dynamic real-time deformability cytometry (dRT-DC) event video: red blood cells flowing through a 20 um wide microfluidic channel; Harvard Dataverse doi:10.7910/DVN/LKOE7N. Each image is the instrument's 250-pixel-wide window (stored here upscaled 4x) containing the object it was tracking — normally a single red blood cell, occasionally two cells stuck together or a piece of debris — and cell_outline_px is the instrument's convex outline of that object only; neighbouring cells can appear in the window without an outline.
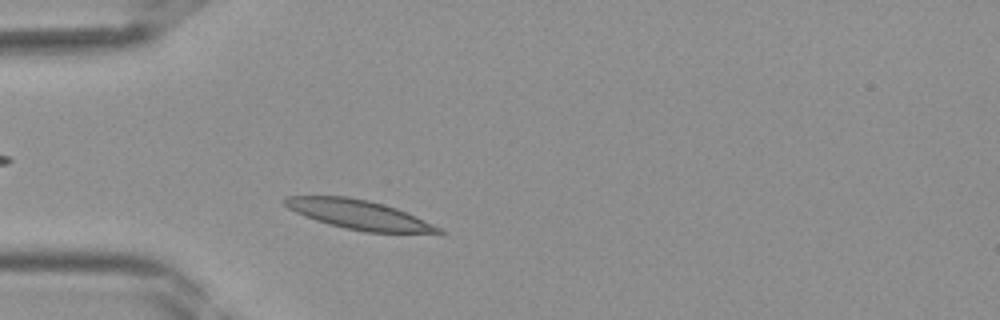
{"species": "Egyptian fruit bat (a non-hibernating species)", "species_latin": "Rousettus aegyptiacus", "temperature_condition": "room temperature", "stored_images_in_passage": 32, "camera_frame_rate_fps": 3000, "um_per_image_px": 0.085, "frame": {"image": 1, "passage_image": 3, "time_ms": 0.667, "image_size_px": [1000, 320], "cell_outline_px": [[448, 232], [364, 232], [344, 228], [328, 224], [316, 220], [296, 212], [288, 208], [280, 200], [284, 196], [348, 196], [368, 200], [396, 208], [432, 224]], "centroid_in_image_um": [30.4, 18.22], "position_along_channel_um": 54.6, "area_um2": 25.78}}
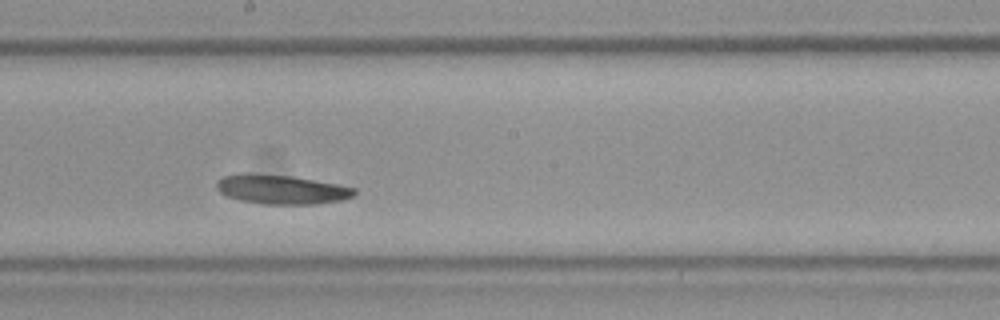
{"frame": {"image": 2, "passage_image": 14, "time_ms": 4.333, "image_size_px": [1000, 320], "cell_outline_px": [[356, 196], [340, 200], [316, 204], [264, 204], [240, 200], [228, 196], [220, 192], [216, 188], [216, 184], [224, 176], [240, 172], [248, 172], [292, 176], [336, 184], [356, 188]], "centroid_in_image_um": [23.92, 16.09], "position_along_channel_um": 224.3, "area_um2": 23.58}}
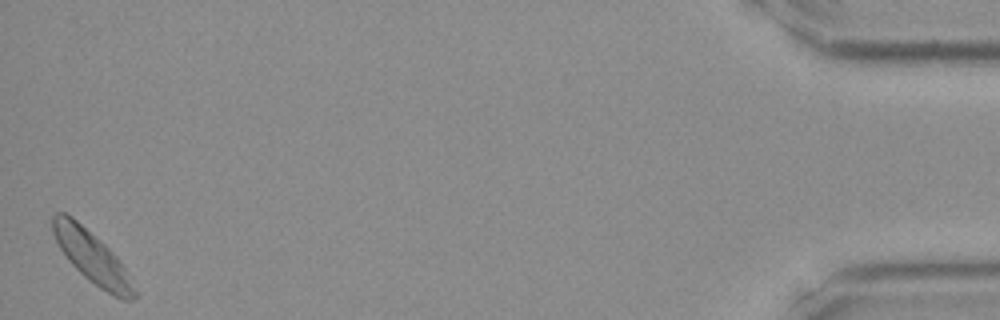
{"frame": {"image": 3, "passage_image": 32, "time_ms": 10.333, "image_size_px": [1000, 320], "cell_outline_px": [[136, 296], [132, 300], [124, 300], [100, 288], [88, 280], [68, 260], [60, 248], [52, 232], [52, 216], [56, 212], [64, 212], [72, 216], [100, 240], [120, 260], [136, 292]], "centroid_in_image_um": [7.78, 21.82], "position_along_channel_um": 427.4, "area_um2": 24.16}}